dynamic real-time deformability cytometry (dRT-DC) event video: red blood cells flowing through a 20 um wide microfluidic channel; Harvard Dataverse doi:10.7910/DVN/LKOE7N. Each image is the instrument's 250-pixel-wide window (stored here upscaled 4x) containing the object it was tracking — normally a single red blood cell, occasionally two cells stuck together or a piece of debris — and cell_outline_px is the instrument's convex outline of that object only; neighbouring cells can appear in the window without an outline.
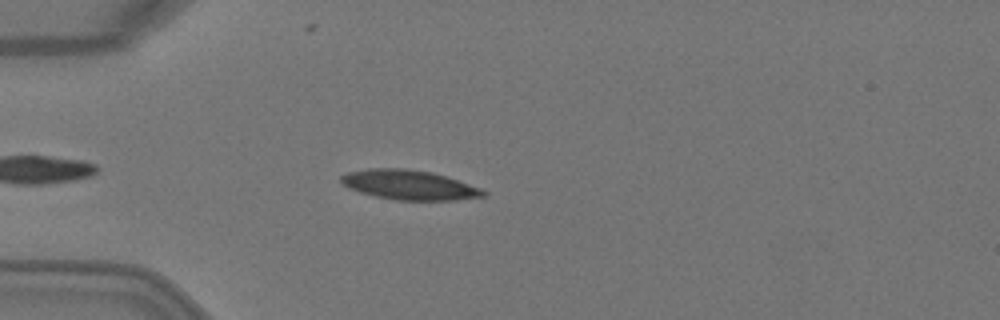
{"species": "Egyptian fruit bat (a non-hibernating species)", "species_latin": "Rousettus aegyptiacus", "temperature_condition": "warm", "stored_images_in_passage": 2, "camera_frame_rate_fps": 3000, "um_per_image_px": 0.085, "animal": {"sex": "female"}, "frame": {"image": 1, "passage_image": 2, "time_ms": 0.333, "image_size_px": [1000, 320], "cell_outline_px": [[488, 196], [456, 200], [396, 200], [376, 196], [360, 192], [348, 188], [340, 184], [340, 176], [348, 172], [368, 168], [404, 168], [432, 172], [448, 176], [480, 188], [488, 192]], "centroid_in_image_um": [34.79, 15.71], "position_along_channel_um": 50.2, "area_um2": 24.85}}